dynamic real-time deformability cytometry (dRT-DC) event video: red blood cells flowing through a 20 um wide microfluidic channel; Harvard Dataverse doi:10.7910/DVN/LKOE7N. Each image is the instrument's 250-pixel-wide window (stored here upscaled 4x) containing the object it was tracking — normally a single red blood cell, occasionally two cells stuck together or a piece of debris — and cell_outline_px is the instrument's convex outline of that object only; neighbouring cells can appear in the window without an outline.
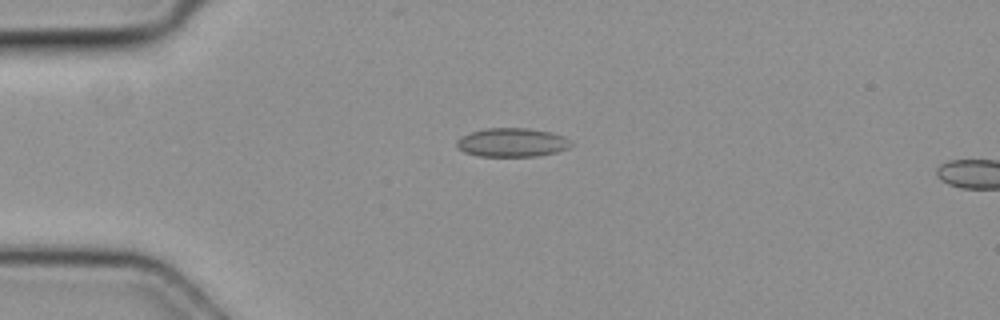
{"species": "common noctule bat (a hibernating species)", "species_latin": "Nyctalus noctula", "temperature_condition": "cold", "stored_images_in_passage": 4, "camera_frame_rate_fps": 3000, "um_per_image_px": 0.085, "animal": {"sex": "female", "body_mass_g": 19.3, "forearm_length_mm": 54.1}, "frame": {"image": 1, "passage_image": 3, "time_ms": 0.667, "image_size_px": [1000, 320], "cell_outline_px": [[572, 144], [568, 148], [556, 152], [536, 156], [480, 156], [464, 152], [456, 144], [456, 140], [460, 136], [484, 128], [528, 128], [552, 132], [564, 136]], "centroid_in_image_um": [43.51, 12.1], "position_along_channel_um": 41.5, "area_um2": 19.13}}